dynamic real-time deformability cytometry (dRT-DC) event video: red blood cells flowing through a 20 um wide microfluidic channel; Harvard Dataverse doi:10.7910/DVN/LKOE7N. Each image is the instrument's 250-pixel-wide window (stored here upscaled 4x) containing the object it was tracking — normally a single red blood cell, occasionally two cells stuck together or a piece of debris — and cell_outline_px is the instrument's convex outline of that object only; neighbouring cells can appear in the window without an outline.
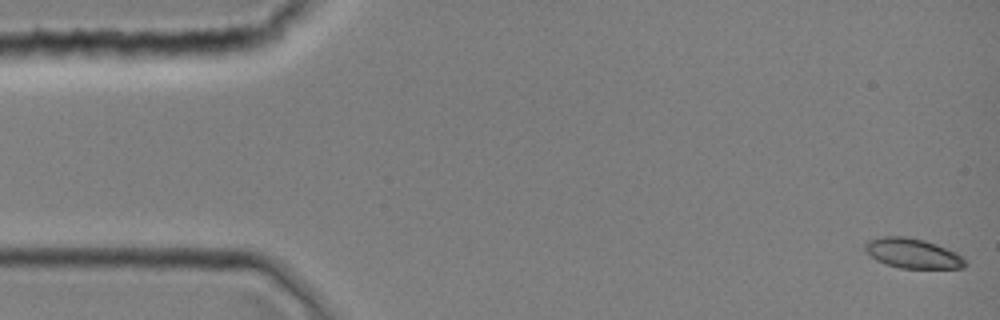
{"species": "common noctule bat (a hibernating species)", "species_latin": "Nyctalus noctula", "temperature_condition": "room temperature", "stored_images_in_passage": 7, "camera_frame_rate_fps": 3000, "um_per_image_px": 0.085, "animal": {"sex": "female", "body_mass_g": 19.0, "forearm_length_mm": 51.5}, "frame": {"image": 1, "passage_image": 1, "time_ms": 0.0, "image_size_px": [1000, 320], "cell_outline_px": [[964, 268], [900, 268], [884, 264], [876, 260], [864, 248], [864, 244], [868, 240], [880, 236], [904, 236], [924, 240], [936, 244], [956, 252], [964, 260]], "centroid_in_image_um": [77.53, 21.52], "position_along_channel_um": 7.5, "area_um2": 17.28}}